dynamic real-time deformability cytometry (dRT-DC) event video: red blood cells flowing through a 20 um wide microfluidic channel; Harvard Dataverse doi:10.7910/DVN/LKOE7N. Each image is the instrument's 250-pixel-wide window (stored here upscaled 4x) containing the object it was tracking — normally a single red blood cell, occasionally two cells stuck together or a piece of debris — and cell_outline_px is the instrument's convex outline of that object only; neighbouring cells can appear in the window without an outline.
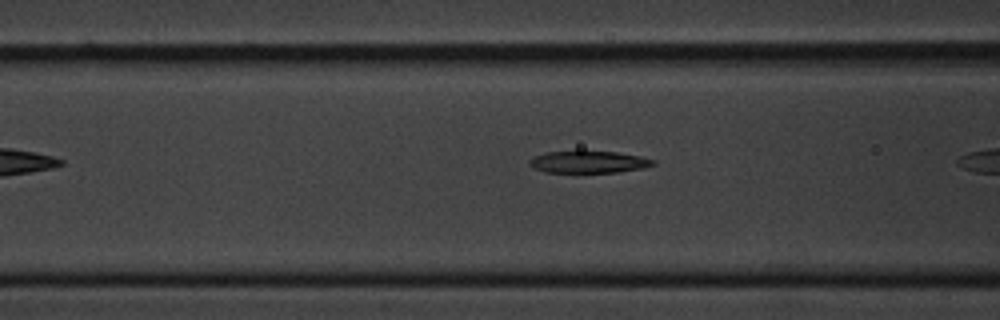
{"species": "common noctule bat (a hibernating species)", "species_latin": "Nyctalus noctula", "temperature_condition": "cold", "stored_images_in_passage": 10, "camera_frame_rate_fps": 3000, "um_per_image_px": 0.085, "animal": {"sex": "male", "body_mass_g": 20.1, "forearm_length_mm": 53.5}, "frame": {"image": 1, "passage_image": 6, "time_ms": 1.667, "image_size_px": [1000, 320], "cell_outline_px": [[656, 164], [644, 168], [616, 172], [544, 172], [532, 168], [528, 160], [532, 156], [544, 152], [616, 152], [640, 156], [656, 160]], "centroid_in_image_um": [50.02, 13.77], "position_along_channel_um": 116.6, "area_um2": 15.78}}